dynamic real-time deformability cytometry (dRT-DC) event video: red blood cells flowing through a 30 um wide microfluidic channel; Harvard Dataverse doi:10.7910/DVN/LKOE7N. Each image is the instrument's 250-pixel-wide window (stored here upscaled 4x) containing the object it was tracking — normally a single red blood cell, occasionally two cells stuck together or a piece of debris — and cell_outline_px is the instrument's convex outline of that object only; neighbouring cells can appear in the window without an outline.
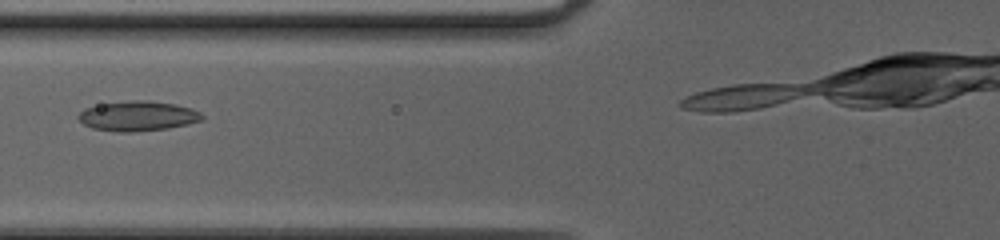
{"species": "common noctule bat (a hibernating species)", "species_latin": "Nyctalus noctula", "temperature_condition": "cold", "stored_images_in_passage": 29, "camera_frame_rate_fps": 3000, "um_per_image_px": 0.085, "animal": {"sex": "female", "body_mass_g": 20.0, "forearm_length_mm": 54.0}, "frame": {"image": 1, "passage_image": 8, "time_ms": 2.333, "image_size_px": [1000, 240], "cell_outline_px": [[204, 120], [188, 124], [168, 128], [132, 132], [116, 132], [92, 128], [84, 124], [76, 116], [84, 108], [100, 104], [132, 100], [148, 100], [176, 104], [192, 108], [200, 112], [204, 116]], "centroid_in_image_um": [11.73, 9.86], "position_along_channel_um": 114.1, "area_um2": 21.73}}
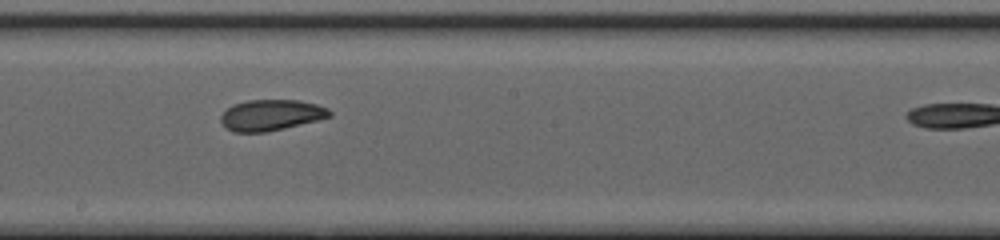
{"frame": {"image": 2, "passage_image": 16, "time_ms": 5.0, "image_size_px": [1000, 240], "cell_outline_px": [[332, 116], [284, 128], [264, 132], [232, 132], [220, 120], [220, 116], [232, 104], [248, 100], [300, 100], [316, 104], [328, 108], [332, 112]], "centroid_in_image_um": [23.04, 9.77], "position_along_channel_um": 225.2, "area_um2": 19.48}}
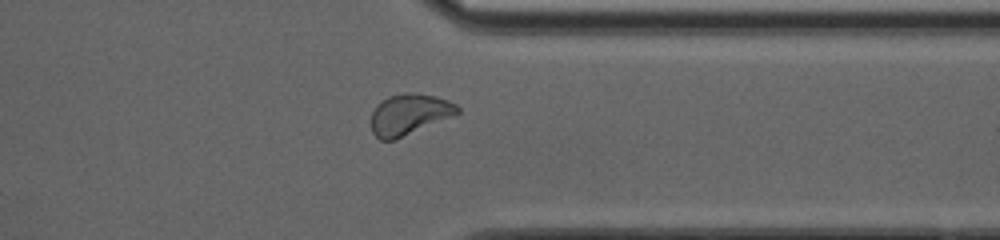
{"frame": {"image": 3, "passage_image": 27, "time_ms": 8.667, "image_size_px": [1000, 240], "cell_outline_px": [[460, 112], [456, 116], [392, 140], [380, 140], [372, 132], [372, 112], [376, 104], [380, 100], [388, 96], [404, 92], [416, 92], [436, 96], [448, 100], [456, 104], [460, 108]], "centroid_in_image_um": [34.81, 9.69], "position_along_channel_um": 376.6, "area_um2": 20.87}}